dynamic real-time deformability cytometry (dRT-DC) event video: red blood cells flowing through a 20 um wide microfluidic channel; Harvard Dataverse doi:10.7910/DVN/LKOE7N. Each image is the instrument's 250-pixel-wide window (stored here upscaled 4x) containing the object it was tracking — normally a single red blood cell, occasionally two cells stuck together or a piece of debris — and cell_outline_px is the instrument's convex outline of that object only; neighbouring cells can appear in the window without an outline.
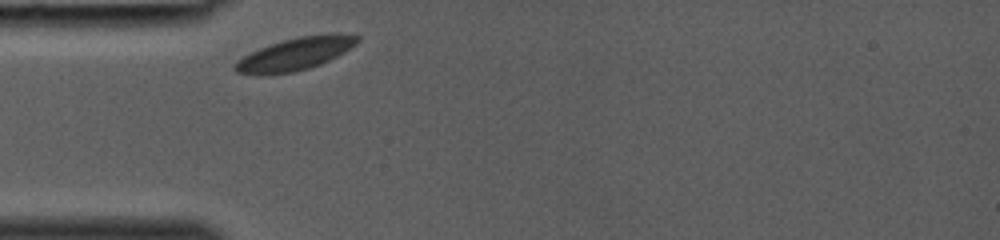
{"species": "common noctule bat (a hibernating species)", "species_latin": "Nyctalus noctula", "temperature_condition": "room temperature", "stored_images_in_passage": 7, "camera_frame_rate_fps": 3000, "um_per_image_px": 0.085, "animal": {"sex": "female", "body_mass_g": 19.0, "forearm_length_mm": 53.3}, "frame": {"image": 1, "passage_image": 1, "time_ms": 0.0, "image_size_px": [1000, 240], "cell_outline_px": [[360, 40], [356, 44], [344, 52], [320, 64], [308, 68], [292, 72], [268, 76], [260, 76], [236, 72], [232, 68], [236, 60], [260, 48], [284, 40], [300, 36], [336, 32], [360, 36]], "centroid_in_image_um": [25.08, 4.59], "position_along_channel_um": 59.9, "area_um2": 23.35}}
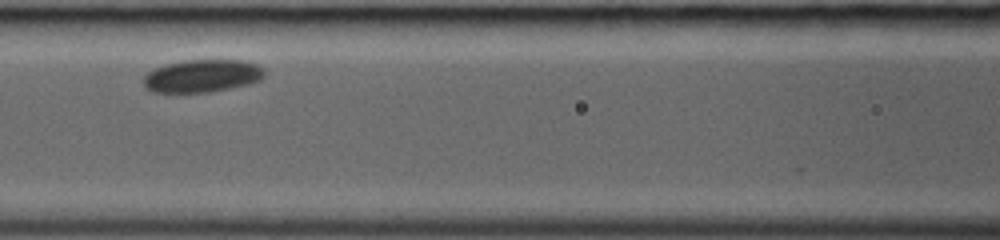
{"frame": {"image": 2, "passage_image": 5, "time_ms": 1.333, "image_size_px": [1000, 240], "cell_outline_px": [[264, 76], [260, 80], [248, 84], [208, 92], [152, 92], [140, 80], [148, 72], [164, 64], [184, 60], [240, 60], [256, 64], [264, 68]], "centroid_in_image_um": [17.16, 6.44], "position_along_channel_um": 149.4, "area_um2": 23.0}}
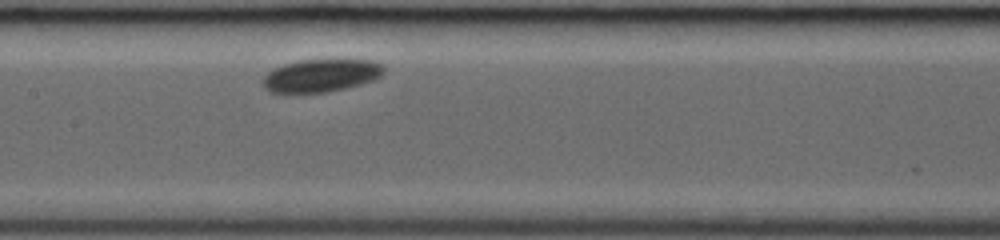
{"frame": {"image": 3, "passage_image": 7, "time_ms": 2.0, "image_size_px": [1000, 240], "cell_outline_px": [[384, 72], [376, 80], [328, 92], [268, 92], [264, 88], [264, 76], [272, 68], [284, 64], [300, 60], [372, 60], [384, 64]], "centroid_in_image_um": [27.31, 6.41], "position_along_channel_um": 180.1, "area_um2": 23.06}}